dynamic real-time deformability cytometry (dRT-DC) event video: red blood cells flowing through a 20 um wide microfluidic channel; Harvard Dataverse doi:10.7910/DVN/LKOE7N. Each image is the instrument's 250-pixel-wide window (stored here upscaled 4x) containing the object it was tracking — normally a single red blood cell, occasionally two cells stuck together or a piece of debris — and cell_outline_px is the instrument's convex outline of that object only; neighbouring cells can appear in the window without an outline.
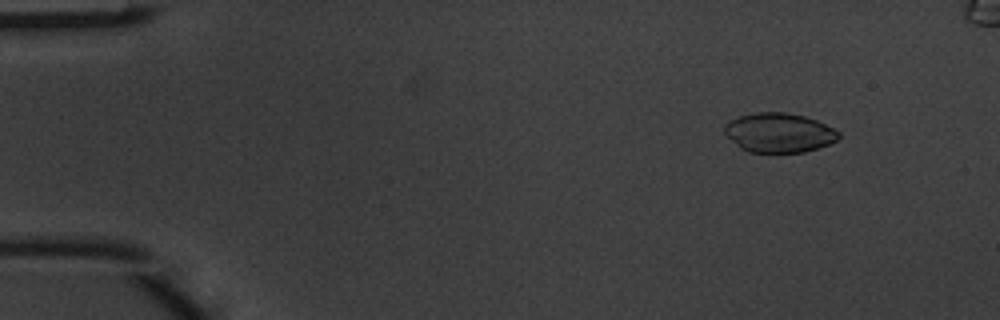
{"species": "common noctule bat (a hibernating species)", "species_latin": "Nyctalus noctula", "temperature_condition": "warm", "stored_images_in_passage": 6, "camera_frame_rate_fps": 3000, "um_per_image_px": 0.085, "animal": {"sex": "male", "body_mass_g": 20.1, "forearm_length_mm": 53.5}, "frame": {"image": 1, "passage_image": 1, "time_ms": 0.0, "image_size_px": [1000, 320], "cell_outline_px": [[840, 136], [836, 140], [828, 144], [804, 152], [748, 152], [740, 148], [724, 132], [724, 124], [728, 120], [740, 116], [756, 112], [784, 112], [804, 116], [816, 120], [840, 132]], "centroid_in_image_um": [66.19, 11.27], "position_along_channel_um": 18.8, "area_um2": 26.07}}
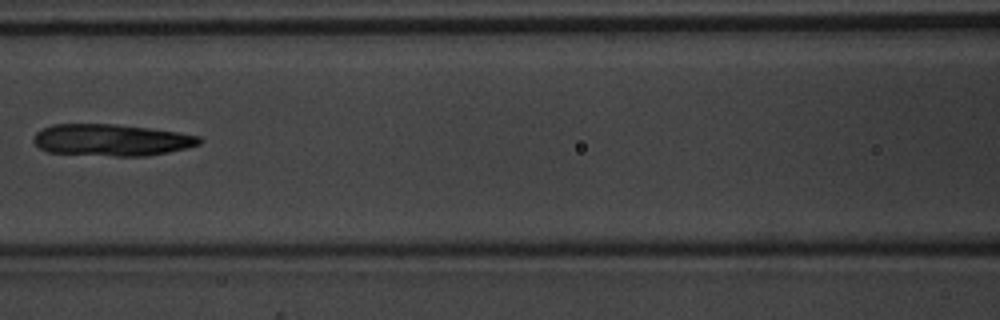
{"frame": {"image": 2, "passage_image": 6, "time_ms": 1.667, "image_size_px": [1000, 320], "cell_outline_px": [[204, 140], [200, 144], [188, 148], [148, 156], [112, 156], [48, 152], [40, 148], [32, 140], [36, 132], [52, 124], [116, 124], [148, 128], [176, 132], [200, 136]], "centroid_in_image_um": [9.49, 11.9], "position_along_channel_um": 157.1, "area_um2": 30.75}}